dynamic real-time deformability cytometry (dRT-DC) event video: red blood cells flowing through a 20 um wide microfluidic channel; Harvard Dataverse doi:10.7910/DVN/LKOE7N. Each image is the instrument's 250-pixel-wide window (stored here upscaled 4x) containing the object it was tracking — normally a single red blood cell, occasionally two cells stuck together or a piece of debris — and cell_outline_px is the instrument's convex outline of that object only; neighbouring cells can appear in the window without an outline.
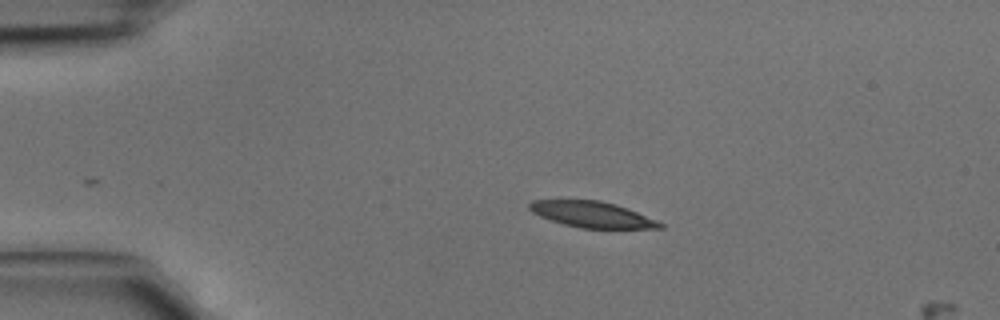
{"species": "common noctule bat (a hibernating species)", "species_latin": "Nyctalus noctula", "temperature_condition": "cold", "stored_images_in_passage": 2, "camera_frame_rate_fps": 3000, "um_per_image_px": 0.085, "animal": {"sex": "male", "body_mass_g": 15.6}, "frame": {"image": 1, "passage_image": 1, "time_ms": 0.0, "image_size_px": [1000, 320], "cell_outline_px": [[664, 228], [580, 228], [564, 224], [540, 216], [532, 212], [528, 208], [528, 204], [532, 200], [600, 200], [616, 204], [628, 208], [656, 220], [664, 224]], "centroid_in_image_um": [50.32, 18.22], "position_along_channel_um": 34.7, "area_um2": 19.65}}